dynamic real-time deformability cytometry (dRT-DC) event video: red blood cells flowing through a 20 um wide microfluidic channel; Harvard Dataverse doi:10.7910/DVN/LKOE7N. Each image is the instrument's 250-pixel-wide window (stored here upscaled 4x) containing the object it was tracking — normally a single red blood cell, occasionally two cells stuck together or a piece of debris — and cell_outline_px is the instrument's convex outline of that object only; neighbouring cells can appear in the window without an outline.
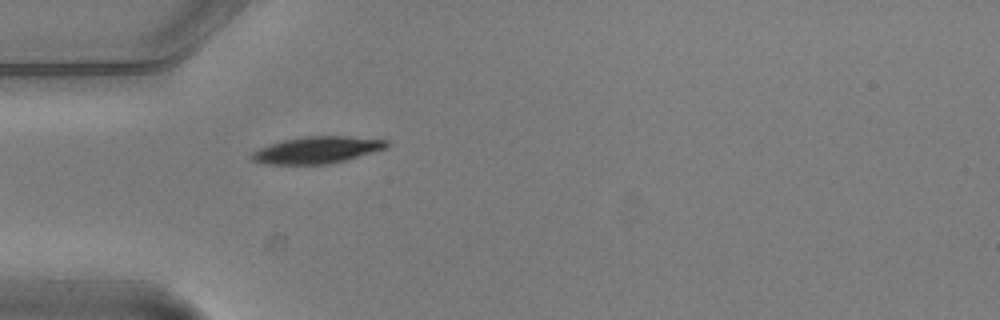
{"species": "common noctule bat (a hibernating species)", "species_latin": "Nyctalus noctula", "temperature_condition": "warm", "stored_images_in_passage": 1, "camera_frame_rate_fps": 3000, "um_per_image_px": 0.085, "animal": {"sex": "male", "body_mass_g": 20.5, "forearm_length_mm": 52.5}, "frame": {"image": 1, "passage_image": 1, "time_ms": 0.0, "image_size_px": [1000, 320], "cell_outline_px": [[392, 144], [388, 148], [344, 160], [328, 164], [264, 164], [252, 160], [248, 156], [252, 152], [268, 144], [284, 140], [304, 136], [348, 136], [388, 140]], "centroid_in_image_um": [26.96, 12.74], "position_along_channel_um": 58.0, "area_um2": 21.21}}